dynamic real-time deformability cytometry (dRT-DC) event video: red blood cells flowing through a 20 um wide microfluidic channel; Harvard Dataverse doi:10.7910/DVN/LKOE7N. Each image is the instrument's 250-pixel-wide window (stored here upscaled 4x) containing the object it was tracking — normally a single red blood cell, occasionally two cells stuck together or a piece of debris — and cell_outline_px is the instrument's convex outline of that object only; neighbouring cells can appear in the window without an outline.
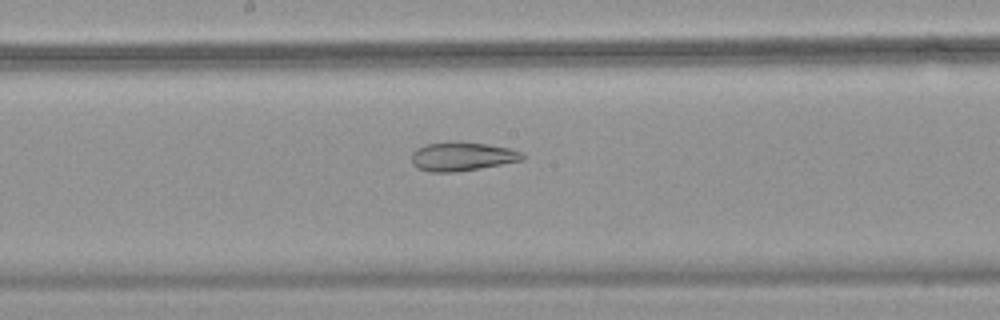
{"species": "common noctule bat (a hibernating species)", "species_latin": "Nyctalus noctula", "temperature_condition": "warm", "stored_images_in_passage": 50, "camera_frame_rate_fps": 3000, "um_per_image_px": 0.085, "animal": {"sex": "female", "body_mass_g": 18.4}, "frame": {"image": 1, "passage_image": 25, "time_ms": 8.0, "image_size_px": [1000, 320], "cell_outline_px": [[524, 160], [480, 168], [456, 172], [432, 172], [416, 168], [412, 164], [412, 152], [416, 148], [424, 144], [456, 140], [488, 144], [508, 148], [524, 152]], "centroid_in_image_um": [39.26, 13.28], "position_along_channel_um": 208.9, "area_um2": 19.02}}
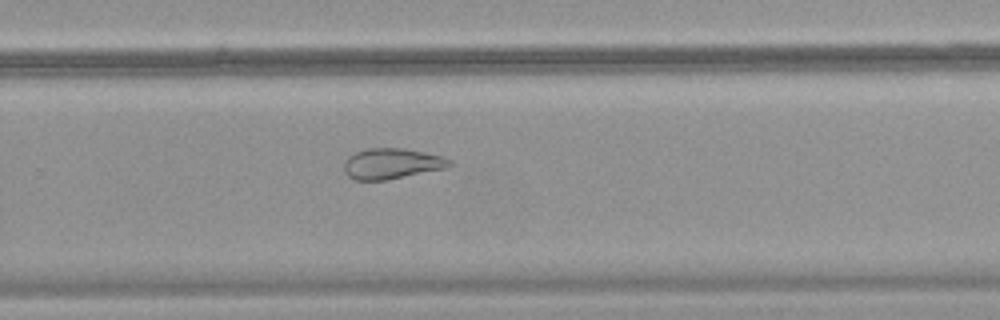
{"frame": {"image": 2, "passage_image": 32, "time_ms": 10.333, "image_size_px": [1000, 320], "cell_outline_px": [[452, 164], [448, 168], [388, 180], [352, 180], [344, 172], [344, 160], [348, 156], [356, 152], [368, 148], [404, 148], [444, 156], [452, 160]], "centroid_in_image_um": [33.31, 13.91], "position_along_channel_um": 296.5, "area_um2": 19.19}}
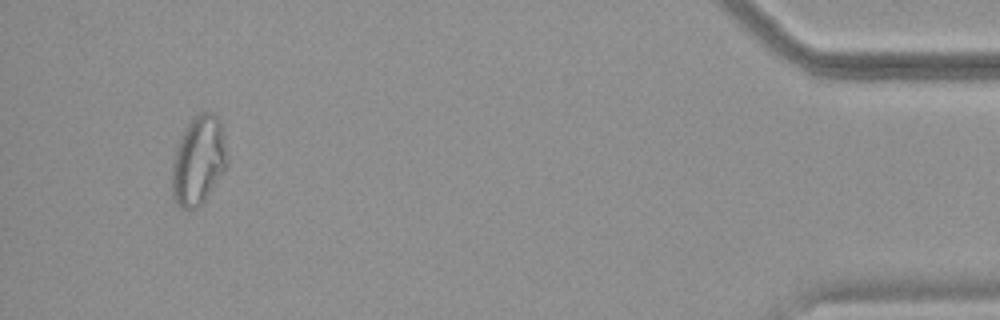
{"frame": {"image": 3, "passage_image": 47, "time_ms": 15.333, "image_size_px": [1000, 320], "cell_outline_px": [[228, 164], [204, 200], [196, 208], [184, 208], [176, 204], [172, 196], [172, 160], [176, 148], [184, 128], [192, 116], [200, 112], [216, 112], [220, 120], [228, 152]], "centroid_in_image_um": [16.87, 13.58], "position_along_channel_um": 418.3, "area_um2": 28.84}, "authors_computed_cell_mechanics": {"area_um2": 25.5476, "velocity_mm_per_s": 3.7734, "shape_relaxation_time_tau1_ms": null, "shape_relaxation_time_tau2_ms": 2.3878, "deformation_change_tau1": null, "deformation_change_tau2": 0.0967}}